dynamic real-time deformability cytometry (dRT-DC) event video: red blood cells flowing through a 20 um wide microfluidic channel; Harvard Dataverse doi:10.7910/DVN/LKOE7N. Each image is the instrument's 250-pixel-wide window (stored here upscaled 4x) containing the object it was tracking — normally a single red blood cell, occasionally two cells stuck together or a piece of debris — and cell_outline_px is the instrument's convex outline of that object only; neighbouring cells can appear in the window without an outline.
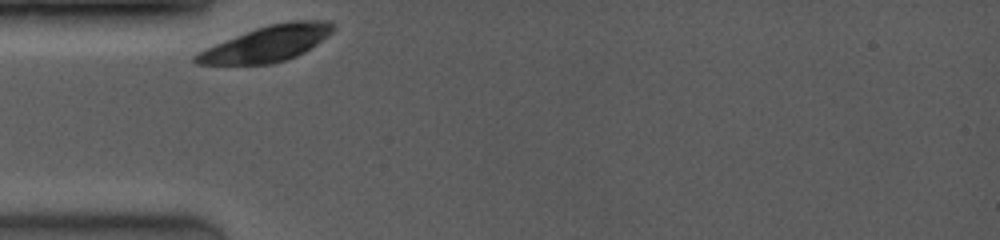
{"species": "common noctule bat (a hibernating species)", "species_latin": "Nyctalus noctula", "temperature_condition": "room temperature", "stored_images_in_passage": 38, "camera_frame_rate_fps": 4000, "um_per_image_px": 0.085, "animal": {"sex": "female", "body_mass_g": 19.0, "forearm_length_mm": 53.3}, "frame": {"image": 1, "passage_image": 1, "time_ms": 0.0, "image_size_px": [1000, 240], "cell_outline_px": [[332, 32], [316, 44], [304, 52], [284, 60], [268, 64], [196, 64], [192, 60], [192, 56], [216, 44], [256, 28], [268, 24], [288, 20], [328, 20], [332, 24]], "centroid_in_image_um": [22.7, 3.7], "position_along_channel_um": 62.3, "area_um2": 27.98}}
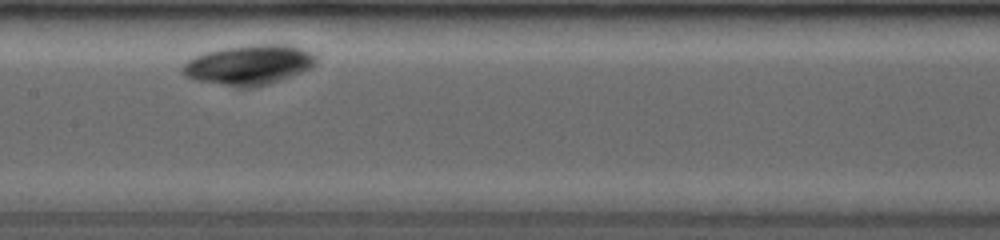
{"frame": {"image": 2, "passage_image": 15, "time_ms": 3.5, "image_size_px": [1000, 240], "cell_outline_px": [[316, 60], [308, 68], [288, 76], [264, 84], [248, 88], [240, 88], [200, 80], [188, 76], [184, 72], [184, 64], [188, 60], [196, 56], [208, 52], [224, 48], [252, 44], [292, 44], [304, 48], [312, 52], [316, 56]], "centroid_in_image_um": [21.2, 5.47], "position_along_channel_um": 186.2, "area_um2": 30.11}}
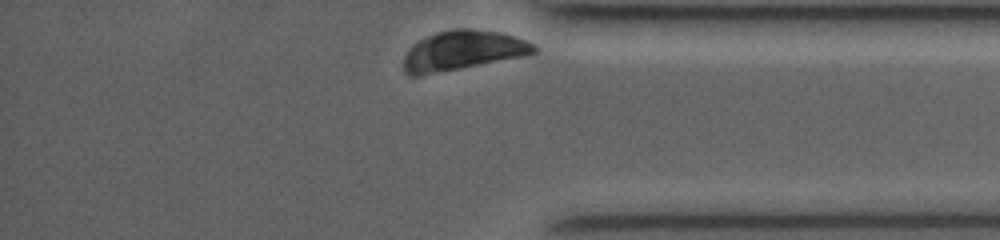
{"frame": {"image": 3, "passage_image": 38, "time_ms": 9.25, "image_size_px": [1000, 240], "cell_outline_px": [[536, 52], [524, 56], [420, 76], [408, 76], [404, 72], [404, 56], [420, 40], [428, 36], [440, 32], [456, 28], [468, 28], [500, 32], [516, 36], [536, 44]], "centroid_in_image_um": [39.37, 4.3], "position_along_channel_um": 395.8, "area_um2": 29.77}}